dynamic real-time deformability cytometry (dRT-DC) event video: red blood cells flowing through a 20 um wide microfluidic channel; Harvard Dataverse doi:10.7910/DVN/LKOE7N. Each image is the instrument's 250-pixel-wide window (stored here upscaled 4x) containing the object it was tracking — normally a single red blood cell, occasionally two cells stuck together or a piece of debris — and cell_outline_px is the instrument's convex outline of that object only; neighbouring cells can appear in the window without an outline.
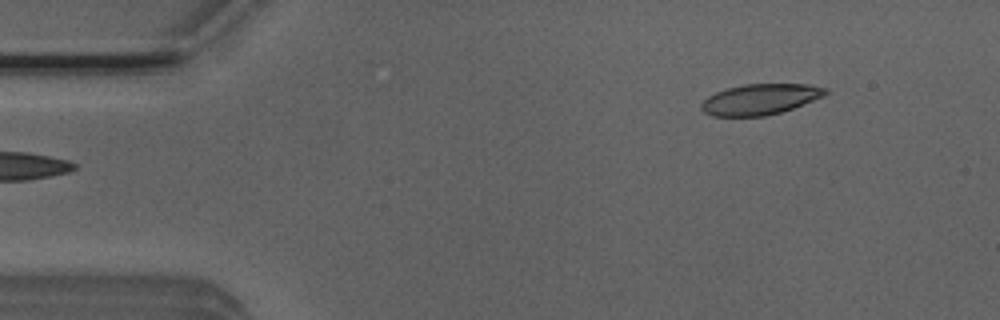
{"species": "Egyptian fruit bat (a non-hibernating species)", "species_latin": "Rousettus aegyptiacus", "temperature_condition": "room temperature", "stored_images_in_passage": 3, "segment_of_instrument_passage": [2, 2], "camera_frame_rate_fps": 3000, "um_per_image_px": 0.085, "animal": {"sex": "male"}, "frame": {"image": 1, "passage_image": 3, "time_ms": 0.667, "image_size_px": [1000, 320], "cell_outline_px": [[828, 92], [824, 96], [792, 108], [780, 112], [764, 116], [712, 116], [704, 112], [700, 108], [700, 104], [708, 96], [716, 92], [728, 88], [744, 84], [812, 84], [828, 88]], "centroid_in_image_um": [64.62, 8.43], "position_along_channel_um": 20.4, "area_um2": 22.2}}